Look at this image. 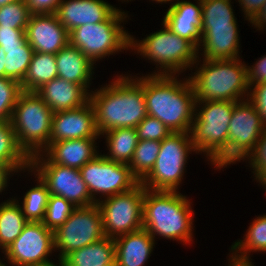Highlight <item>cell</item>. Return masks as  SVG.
Here are the masks:
<instances>
[{
	"instance_id": "cell-1",
	"label": "cell",
	"mask_w": 266,
	"mask_h": 266,
	"mask_svg": "<svg viewBox=\"0 0 266 266\" xmlns=\"http://www.w3.org/2000/svg\"><path fill=\"white\" fill-rule=\"evenodd\" d=\"M108 86L90 95L98 132L136 128L147 116L144 77L134 81L120 76Z\"/></svg>"
},
{
	"instance_id": "cell-2",
	"label": "cell",
	"mask_w": 266,
	"mask_h": 266,
	"mask_svg": "<svg viewBox=\"0 0 266 266\" xmlns=\"http://www.w3.org/2000/svg\"><path fill=\"white\" fill-rule=\"evenodd\" d=\"M144 96L147 115L159 119L172 132H190L196 99L189 78L182 84L172 75L146 76Z\"/></svg>"
},
{
	"instance_id": "cell-3",
	"label": "cell",
	"mask_w": 266,
	"mask_h": 266,
	"mask_svg": "<svg viewBox=\"0 0 266 266\" xmlns=\"http://www.w3.org/2000/svg\"><path fill=\"white\" fill-rule=\"evenodd\" d=\"M186 196L177 191L145 189L143 229L167 239L189 242L192 239V209Z\"/></svg>"
},
{
	"instance_id": "cell-4",
	"label": "cell",
	"mask_w": 266,
	"mask_h": 266,
	"mask_svg": "<svg viewBox=\"0 0 266 266\" xmlns=\"http://www.w3.org/2000/svg\"><path fill=\"white\" fill-rule=\"evenodd\" d=\"M204 64L190 82L196 101H234L249 88L247 67L238 58L225 60H204Z\"/></svg>"
},
{
	"instance_id": "cell-5",
	"label": "cell",
	"mask_w": 266,
	"mask_h": 266,
	"mask_svg": "<svg viewBox=\"0 0 266 266\" xmlns=\"http://www.w3.org/2000/svg\"><path fill=\"white\" fill-rule=\"evenodd\" d=\"M53 113L36 92L20 93L10 122L19 147L29 158L48 147Z\"/></svg>"
},
{
	"instance_id": "cell-6",
	"label": "cell",
	"mask_w": 266,
	"mask_h": 266,
	"mask_svg": "<svg viewBox=\"0 0 266 266\" xmlns=\"http://www.w3.org/2000/svg\"><path fill=\"white\" fill-rule=\"evenodd\" d=\"M197 102L205 106L195 114L190 129L191 141L196 152H206L215 165L227 153L229 123L237 102L196 101V106Z\"/></svg>"
},
{
	"instance_id": "cell-7",
	"label": "cell",
	"mask_w": 266,
	"mask_h": 266,
	"mask_svg": "<svg viewBox=\"0 0 266 266\" xmlns=\"http://www.w3.org/2000/svg\"><path fill=\"white\" fill-rule=\"evenodd\" d=\"M116 9L105 21L84 24L69 32V44L80 49L93 63L130 47V35L120 26L127 16ZM125 16V17H123ZM120 22V23H119Z\"/></svg>"
},
{
	"instance_id": "cell-8",
	"label": "cell",
	"mask_w": 266,
	"mask_h": 266,
	"mask_svg": "<svg viewBox=\"0 0 266 266\" xmlns=\"http://www.w3.org/2000/svg\"><path fill=\"white\" fill-rule=\"evenodd\" d=\"M189 135L190 132H172L161 141L159 154L151 172L140 182L145 189H178L188 153L191 150L195 151Z\"/></svg>"
},
{
	"instance_id": "cell-9",
	"label": "cell",
	"mask_w": 266,
	"mask_h": 266,
	"mask_svg": "<svg viewBox=\"0 0 266 266\" xmlns=\"http://www.w3.org/2000/svg\"><path fill=\"white\" fill-rule=\"evenodd\" d=\"M163 26L165 29L152 33L140 43L130 37V48L136 47L138 53L159 63L164 70L158 75H175L180 69H186L196 63L199 49L190 41L174 34L166 25Z\"/></svg>"
},
{
	"instance_id": "cell-10",
	"label": "cell",
	"mask_w": 266,
	"mask_h": 266,
	"mask_svg": "<svg viewBox=\"0 0 266 266\" xmlns=\"http://www.w3.org/2000/svg\"><path fill=\"white\" fill-rule=\"evenodd\" d=\"M102 214L97 203L76 207L68 219L53 231L54 249L61 261L67 254L105 238Z\"/></svg>"
},
{
	"instance_id": "cell-11",
	"label": "cell",
	"mask_w": 266,
	"mask_h": 266,
	"mask_svg": "<svg viewBox=\"0 0 266 266\" xmlns=\"http://www.w3.org/2000/svg\"><path fill=\"white\" fill-rule=\"evenodd\" d=\"M144 186L139 183L132 190L98 201L106 237L132 233L143 229Z\"/></svg>"
},
{
	"instance_id": "cell-12",
	"label": "cell",
	"mask_w": 266,
	"mask_h": 266,
	"mask_svg": "<svg viewBox=\"0 0 266 266\" xmlns=\"http://www.w3.org/2000/svg\"><path fill=\"white\" fill-rule=\"evenodd\" d=\"M241 102L233 107L227 153L215 164L217 168L249 157L266 128L256 108L249 101Z\"/></svg>"
},
{
	"instance_id": "cell-13",
	"label": "cell",
	"mask_w": 266,
	"mask_h": 266,
	"mask_svg": "<svg viewBox=\"0 0 266 266\" xmlns=\"http://www.w3.org/2000/svg\"><path fill=\"white\" fill-rule=\"evenodd\" d=\"M38 156L36 154L30 158V169L37 168L36 175L47 185L50 194L63 197L75 207H86L96 203L92 200L78 169L52 163L48 158L42 162Z\"/></svg>"
},
{
	"instance_id": "cell-14",
	"label": "cell",
	"mask_w": 266,
	"mask_h": 266,
	"mask_svg": "<svg viewBox=\"0 0 266 266\" xmlns=\"http://www.w3.org/2000/svg\"><path fill=\"white\" fill-rule=\"evenodd\" d=\"M93 201L95 193L107 197L132 190L140 182L133 176L128 164L108 160L97 155L79 169Z\"/></svg>"
},
{
	"instance_id": "cell-15",
	"label": "cell",
	"mask_w": 266,
	"mask_h": 266,
	"mask_svg": "<svg viewBox=\"0 0 266 266\" xmlns=\"http://www.w3.org/2000/svg\"><path fill=\"white\" fill-rule=\"evenodd\" d=\"M54 249L53 230L42 222L28 221L21 234L4 250L15 266H49L47 255Z\"/></svg>"
},
{
	"instance_id": "cell-16",
	"label": "cell",
	"mask_w": 266,
	"mask_h": 266,
	"mask_svg": "<svg viewBox=\"0 0 266 266\" xmlns=\"http://www.w3.org/2000/svg\"><path fill=\"white\" fill-rule=\"evenodd\" d=\"M99 135L94 108L90 101L76 109L53 113L50 142L97 138Z\"/></svg>"
},
{
	"instance_id": "cell-17",
	"label": "cell",
	"mask_w": 266,
	"mask_h": 266,
	"mask_svg": "<svg viewBox=\"0 0 266 266\" xmlns=\"http://www.w3.org/2000/svg\"><path fill=\"white\" fill-rule=\"evenodd\" d=\"M25 33L35 52L55 55L69 44V32L55 13L31 14Z\"/></svg>"
},
{
	"instance_id": "cell-18",
	"label": "cell",
	"mask_w": 266,
	"mask_h": 266,
	"mask_svg": "<svg viewBox=\"0 0 266 266\" xmlns=\"http://www.w3.org/2000/svg\"><path fill=\"white\" fill-rule=\"evenodd\" d=\"M115 10L116 8L103 0H62L55 14L70 32L84 24L103 22Z\"/></svg>"
},
{
	"instance_id": "cell-19",
	"label": "cell",
	"mask_w": 266,
	"mask_h": 266,
	"mask_svg": "<svg viewBox=\"0 0 266 266\" xmlns=\"http://www.w3.org/2000/svg\"><path fill=\"white\" fill-rule=\"evenodd\" d=\"M199 5L187 1L175 2L168 9L163 24L180 38L190 41L196 48L202 39V3ZM200 40V41H199Z\"/></svg>"
},
{
	"instance_id": "cell-20",
	"label": "cell",
	"mask_w": 266,
	"mask_h": 266,
	"mask_svg": "<svg viewBox=\"0 0 266 266\" xmlns=\"http://www.w3.org/2000/svg\"><path fill=\"white\" fill-rule=\"evenodd\" d=\"M84 86L54 78L39 88L36 93L53 112L76 109L90 101V94Z\"/></svg>"
},
{
	"instance_id": "cell-21",
	"label": "cell",
	"mask_w": 266,
	"mask_h": 266,
	"mask_svg": "<svg viewBox=\"0 0 266 266\" xmlns=\"http://www.w3.org/2000/svg\"><path fill=\"white\" fill-rule=\"evenodd\" d=\"M95 140L96 138H84L49 142L44 150L52 163L79 170L97 156Z\"/></svg>"
},
{
	"instance_id": "cell-22",
	"label": "cell",
	"mask_w": 266,
	"mask_h": 266,
	"mask_svg": "<svg viewBox=\"0 0 266 266\" xmlns=\"http://www.w3.org/2000/svg\"><path fill=\"white\" fill-rule=\"evenodd\" d=\"M204 60H225L238 58L239 39L237 24L201 30Z\"/></svg>"
},
{
	"instance_id": "cell-23",
	"label": "cell",
	"mask_w": 266,
	"mask_h": 266,
	"mask_svg": "<svg viewBox=\"0 0 266 266\" xmlns=\"http://www.w3.org/2000/svg\"><path fill=\"white\" fill-rule=\"evenodd\" d=\"M154 239L145 229L114 238L116 265L143 266L152 252Z\"/></svg>"
},
{
	"instance_id": "cell-24",
	"label": "cell",
	"mask_w": 266,
	"mask_h": 266,
	"mask_svg": "<svg viewBox=\"0 0 266 266\" xmlns=\"http://www.w3.org/2000/svg\"><path fill=\"white\" fill-rule=\"evenodd\" d=\"M56 56L58 77L88 88L93 62L80 49L68 44Z\"/></svg>"
},
{
	"instance_id": "cell-25",
	"label": "cell",
	"mask_w": 266,
	"mask_h": 266,
	"mask_svg": "<svg viewBox=\"0 0 266 266\" xmlns=\"http://www.w3.org/2000/svg\"><path fill=\"white\" fill-rule=\"evenodd\" d=\"M64 266H102L115 262V242L105 237L67 254L61 261Z\"/></svg>"
},
{
	"instance_id": "cell-26",
	"label": "cell",
	"mask_w": 266,
	"mask_h": 266,
	"mask_svg": "<svg viewBox=\"0 0 266 266\" xmlns=\"http://www.w3.org/2000/svg\"><path fill=\"white\" fill-rule=\"evenodd\" d=\"M57 77L56 56L34 51L27 74L21 83L22 91L36 92Z\"/></svg>"
},
{
	"instance_id": "cell-27",
	"label": "cell",
	"mask_w": 266,
	"mask_h": 266,
	"mask_svg": "<svg viewBox=\"0 0 266 266\" xmlns=\"http://www.w3.org/2000/svg\"><path fill=\"white\" fill-rule=\"evenodd\" d=\"M104 134L107 135L110 154L103 156L108 160L129 165L139 141L136 128L124 127L108 130L102 133Z\"/></svg>"
},
{
	"instance_id": "cell-28",
	"label": "cell",
	"mask_w": 266,
	"mask_h": 266,
	"mask_svg": "<svg viewBox=\"0 0 266 266\" xmlns=\"http://www.w3.org/2000/svg\"><path fill=\"white\" fill-rule=\"evenodd\" d=\"M0 164L18 169L30 167V158L19 147L10 121H0Z\"/></svg>"
},
{
	"instance_id": "cell-29",
	"label": "cell",
	"mask_w": 266,
	"mask_h": 266,
	"mask_svg": "<svg viewBox=\"0 0 266 266\" xmlns=\"http://www.w3.org/2000/svg\"><path fill=\"white\" fill-rule=\"evenodd\" d=\"M12 200L0 205V246L4 250L21 234L28 222L20 205Z\"/></svg>"
},
{
	"instance_id": "cell-30",
	"label": "cell",
	"mask_w": 266,
	"mask_h": 266,
	"mask_svg": "<svg viewBox=\"0 0 266 266\" xmlns=\"http://www.w3.org/2000/svg\"><path fill=\"white\" fill-rule=\"evenodd\" d=\"M161 142L139 140L129 163L133 176L141 182L152 170L158 157Z\"/></svg>"
},
{
	"instance_id": "cell-31",
	"label": "cell",
	"mask_w": 266,
	"mask_h": 266,
	"mask_svg": "<svg viewBox=\"0 0 266 266\" xmlns=\"http://www.w3.org/2000/svg\"><path fill=\"white\" fill-rule=\"evenodd\" d=\"M4 51L6 53L5 77L21 84L27 74L34 53L33 48L26 42L21 47L4 48Z\"/></svg>"
},
{
	"instance_id": "cell-32",
	"label": "cell",
	"mask_w": 266,
	"mask_h": 266,
	"mask_svg": "<svg viewBox=\"0 0 266 266\" xmlns=\"http://www.w3.org/2000/svg\"><path fill=\"white\" fill-rule=\"evenodd\" d=\"M230 0H201L202 28L230 26L237 23Z\"/></svg>"
},
{
	"instance_id": "cell-33",
	"label": "cell",
	"mask_w": 266,
	"mask_h": 266,
	"mask_svg": "<svg viewBox=\"0 0 266 266\" xmlns=\"http://www.w3.org/2000/svg\"><path fill=\"white\" fill-rule=\"evenodd\" d=\"M39 185L26 192L23 201L22 213L27 221L42 222L45 216L50 192L47 185L40 179Z\"/></svg>"
},
{
	"instance_id": "cell-34",
	"label": "cell",
	"mask_w": 266,
	"mask_h": 266,
	"mask_svg": "<svg viewBox=\"0 0 266 266\" xmlns=\"http://www.w3.org/2000/svg\"><path fill=\"white\" fill-rule=\"evenodd\" d=\"M245 240L235 242L232 250L241 253L237 257L249 258L247 253L250 251H266V215L257 217L250 225ZM244 241V242H243ZM238 249V250H237ZM243 251V252H241ZM249 251V252H248Z\"/></svg>"
},
{
	"instance_id": "cell-35",
	"label": "cell",
	"mask_w": 266,
	"mask_h": 266,
	"mask_svg": "<svg viewBox=\"0 0 266 266\" xmlns=\"http://www.w3.org/2000/svg\"><path fill=\"white\" fill-rule=\"evenodd\" d=\"M75 208L63 197L50 194L42 223L54 231L68 219Z\"/></svg>"
},
{
	"instance_id": "cell-36",
	"label": "cell",
	"mask_w": 266,
	"mask_h": 266,
	"mask_svg": "<svg viewBox=\"0 0 266 266\" xmlns=\"http://www.w3.org/2000/svg\"><path fill=\"white\" fill-rule=\"evenodd\" d=\"M30 16L25 0H16L0 7V27L26 29Z\"/></svg>"
},
{
	"instance_id": "cell-37",
	"label": "cell",
	"mask_w": 266,
	"mask_h": 266,
	"mask_svg": "<svg viewBox=\"0 0 266 266\" xmlns=\"http://www.w3.org/2000/svg\"><path fill=\"white\" fill-rule=\"evenodd\" d=\"M22 92L21 84L14 79L0 77V121H10L17 99Z\"/></svg>"
},
{
	"instance_id": "cell-38",
	"label": "cell",
	"mask_w": 266,
	"mask_h": 266,
	"mask_svg": "<svg viewBox=\"0 0 266 266\" xmlns=\"http://www.w3.org/2000/svg\"><path fill=\"white\" fill-rule=\"evenodd\" d=\"M136 131L139 140H156L159 142L172 133L159 119L149 115L136 126Z\"/></svg>"
},
{
	"instance_id": "cell-39",
	"label": "cell",
	"mask_w": 266,
	"mask_h": 266,
	"mask_svg": "<svg viewBox=\"0 0 266 266\" xmlns=\"http://www.w3.org/2000/svg\"><path fill=\"white\" fill-rule=\"evenodd\" d=\"M249 156L252 168L255 169V177L263 185L266 182V128Z\"/></svg>"
},
{
	"instance_id": "cell-40",
	"label": "cell",
	"mask_w": 266,
	"mask_h": 266,
	"mask_svg": "<svg viewBox=\"0 0 266 266\" xmlns=\"http://www.w3.org/2000/svg\"><path fill=\"white\" fill-rule=\"evenodd\" d=\"M25 30L0 27V46L3 48L23 46L27 42Z\"/></svg>"
},
{
	"instance_id": "cell-41",
	"label": "cell",
	"mask_w": 266,
	"mask_h": 266,
	"mask_svg": "<svg viewBox=\"0 0 266 266\" xmlns=\"http://www.w3.org/2000/svg\"><path fill=\"white\" fill-rule=\"evenodd\" d=\"M253 91L249 94L250 103L256 108L261 117L263 125L266 127V82L255 84Z\"/></svg>"
},
{
	"instance_id": "cell-42",
	"label": "cell",
	"mask_w": 266,
	"mask_h": 266,
	"mask_svg": "<svg viewBox=\"0 0 266 266\" xmlns=\"http://www.w3.org/2000/svg\"><path fill=\"white\" fill-rule=\"evenodd\" d=\"M31 14L56 13L62 0H25Z\"/></svg>"
},
{
	"instance_id": "cell-43",
	"label": "cell",
	"mask_w": 266,
	"mask_h": 266,
	"mask_svg": "<svg viewBox=\"0 0 266 266\" xmlns=\"http://www.w3.org/2000/svg\"><path fill=\"white\" fill-rule=\"evenodd\" d=\"M252 67L247 68V82L249 88L252 84L266 82V56H263V58L257 61L255 66Z\"/></svg>"
},
{
	"instance_id": "cell-44",
	"label": "cell",
	"mask_w": 266,
	"mask_h": 266,
	"mask_svg": "<svg viewBox=\"0 0 266 266\" xmlns=\"http://www.w3.org/2000/svg\"><path fill=\"white\" fill-rule=\"evenodd\" d=\"M266 0H239V3L246 13V18L252 21L261 11Z\"/></svg>"
},
{
	"instance_id": "cell-45",
	"label": "cell",
	"mask_w": 266,
	"mask_h": 266,
	"mask_svg": "<svg viewBox=\"0 0 266 266\" xmlns=\"http://www.w3.org/2000/svg\"><path fill=\"white\" fill-rule=\"evenodd\" d=\"M15 171L12 167L0 164V192L7 186V179L10 172Z\"/></svg>"
},
{
	"instance_id": "cell-46",
	"label": "cell",
	"mask_w": 266,
	"mask_h": 266,
	"mask_svg": "<svg viewBox=\"0 0 266 266\" xmlns=\"http://www.w3.org/2000/svg\"><path fill=\"white\" fill-rule=\"evenodd\" d=\"M251 23L259 28H263L264 23L266 25V2L259 14L251 21Z\"/></svg>"
},
{
	"instance_id": "cell-47",
	"label": "cell",
	"mask_w": 266,
	"mask_h": 266,
	"mask_svg": "<svg viewBox=\"0 0 266 266\" xmlns=\"http://www.w3.org/2000/svg\"><path fill=\"white\" fill-rule=\"evenodd\" d=\"M236 254L237 253L235 252V255H232V260L229 266H253L249 259L237 257Z\"/></svg>"
},
{
	"instance_id": "cell-48",
	"label": "cell",
	"mask_w": 266,
	"mask_h": 266,
	"mask_svg": "<svg viewBox=\"0 0 266 266\" xmlns=\"http://www.w3.org/2000/svg\"><path fill=\"white\" fill-rule=\"evenodd\" d=\"M5 58L6 53L4 48L0 46V77H5Z\"/></svg>"
},
{
	"instance_id": "cell-49",
	"label": "cell",
	"mask_w": 266,
	"mask_h": 266,
	"mask_svg": "<svg viewBox=\"0 0 266 266\" xmlns=\"http://www.w3.org/2000/svg\"><path fill=\"white\" fill-rule=\"evenodd\" d=\"M16 0H0V7L6 5V4H9L11 2H14Z\"/></svg>"
},
{
	"instance_id": "cell-50",
	"label": "cell",
	"mask_w": 266,
	"mask_h": 266,
	"mask_svg": "<svg viewBox=\"0 0 266 266\" xmlns=\"http://www.w3.org/2000/svg\"><path fill=\"white\" fill-rule=\"evenodd\" d=\"M102 266H117V265H116V262H111L109 264H105V265H102Z\"/></svg>"
},
{
	"instance_id": "cell-51",
	"label": "cell",
	"mask_w": 266,
	"mask_h": 266,
	"mask_svg": "<svg viewBox=\"0 0 266 266\" xmlns=\"http://www.w3.org/2000/svg\"><path fill=\"white\" fill-rule=\"evenodd\" d=\"M154 1H157L158 3H160V2H161V3H162V2H165V3H166V2H168V1H172V0H154Z\"/></svg>"
},
{
	"instance_id": "cell-52",
	"label": "cell",
	"mask_w": 266,
	"mask_h": 266,
	"mask_svg": "<svg viewBox=\"0 0 266 266\" xmlns=\"http://www.w3.org/2000/svg\"><path fill=\"white\" fill-rule=\"evenodd\" d=\"M49 266H57V265L52 264V265H49ZM59 266H64V265L60 262Z\"/></svg>"
},
{
	"instance_id": "cell-53",
	"label": "cell",
	"mask_w": 266,
	"mask_h": 266,
	"mask_svg": "<svg viewBox=\"0 0 266 266\" xmlns=\"http://www.w3.org/2000/svg\"><path fill=\"white\" fill-rule=\"evenodd\" d=\"M0 266H5V264H3V263L0 261Z\"/></svg>"
}]
</instances>
